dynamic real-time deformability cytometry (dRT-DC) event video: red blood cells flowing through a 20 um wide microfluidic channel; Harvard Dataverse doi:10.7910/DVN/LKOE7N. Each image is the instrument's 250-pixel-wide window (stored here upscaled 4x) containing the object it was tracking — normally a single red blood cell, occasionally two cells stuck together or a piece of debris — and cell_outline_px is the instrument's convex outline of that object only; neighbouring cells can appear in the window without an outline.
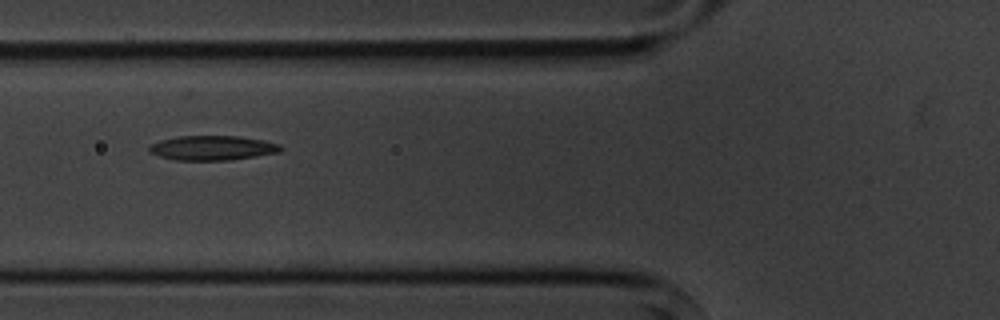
{"species": "common noctule bat (a hibernating species)", "species_latin": "Nyctalus noctula", "temperature_condition": "cold", "stored_images_in_passage": 7, "camera_frame_rate_fps": 3000, "um_per_image_px": 0.085, "animal": {"sex": "male", "body_mass_g": 20.1, "forearm_length_mm": 53.5}, "frame": {"image": 1, "passage_image": 6, "time_ms": 6.0, "image_size_px": [1000, 320], "cell_outline_px": [[284, 148], [280, 152], [232, 160], [172, 160], [148, 152], [148, 148], [152, 144], [160, 140], [180, 136], [240, 136], [264, 140], [280, 144]], "centroid_in_image_um": [18.08, 12.57], "position_along_channel_um": 107.7, "area_um2": 18.96}}
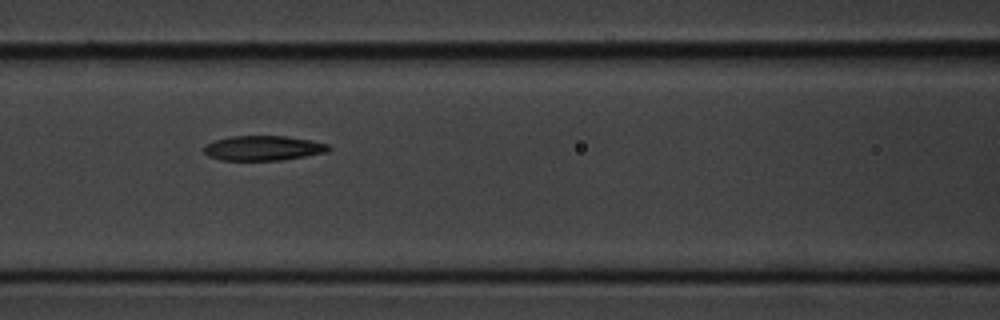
{"frame": {"image": 2, "passage_image": 7, "time_ms": 7.0, "image_size_px": [1000, 320], "cell_outline_px": [[332, 148], [328, 152], [280, 160], [220, 160], [208, 156], [204, 152], [204, 144], [228, 136], [288, 136], [312, 140], [328, 144]], "centroid_in_image_um": [22.37, 12.58], "position_along_channel_um": 144.2, "area_um2": 18.15}}